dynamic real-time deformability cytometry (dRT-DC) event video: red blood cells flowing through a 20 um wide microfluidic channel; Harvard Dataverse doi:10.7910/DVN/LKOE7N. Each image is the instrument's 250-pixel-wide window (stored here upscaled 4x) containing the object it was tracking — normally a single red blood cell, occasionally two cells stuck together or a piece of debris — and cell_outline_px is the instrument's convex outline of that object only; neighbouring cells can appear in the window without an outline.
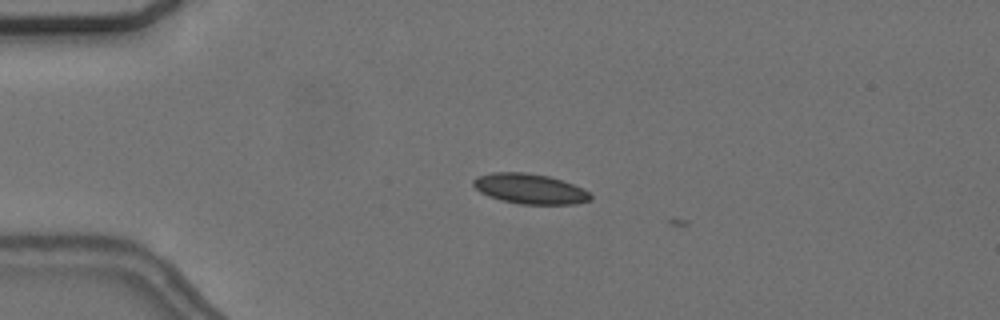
{"species": "common noctule bat (a hibernating species)", "species_latin": "Nyctalus noctula", "temperature_condition": "cold", "stored_images_in_passage": 10, "camera_frame_rate_fps": 3000, "um_per_image_px": 0.085, "animal": {"sex": "female", "body_mass_g": 24.6, "forearm_length_mm": 56.2}, "frame": {"image": 1, "passage_image": 9, "time_ms": 2.667, "image_size_px": [1000, 320], "cell_outline_px": [[592, 196], [588, 200], [576, 204], [520, 204], [500, 200], [488, 196], [480, 192], [472, 184], [472, 180], [476, 176], [492, 172], [524, 172], [548, 176], [572, 184], [588, 192]], "centroid_in_image_um": [44.97, 16.04], "position_along_channel_um": 40.0, "area_um2": 20.46}}